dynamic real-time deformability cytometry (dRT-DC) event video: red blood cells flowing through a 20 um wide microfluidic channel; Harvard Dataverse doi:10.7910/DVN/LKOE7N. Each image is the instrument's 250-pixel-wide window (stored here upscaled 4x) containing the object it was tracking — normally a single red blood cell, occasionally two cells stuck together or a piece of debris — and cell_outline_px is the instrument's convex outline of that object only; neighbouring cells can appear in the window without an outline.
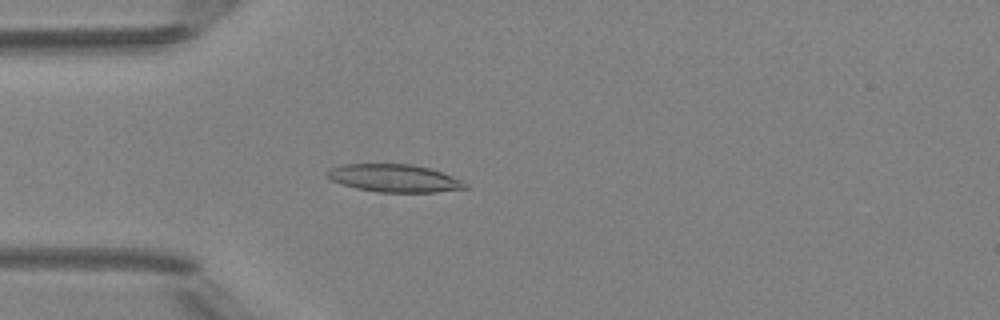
{"species": "Egyptian fruit bat (a non-hibernating species)", "species_latin": "Rousettus aegyptiacus", "temperature_condition": "room temperature", "stored_images_in_passage": 32, "camera_frame_rate_fps": 3000, "um_per_image_px": 0.085, "animal": {"sex": "female"}, "frame": {"image": 1, "passage_image": 13, "time_ms": 4.0, "image_size_px": [1000, 320], "cell_outline_px": [[468, 188], [436, 192], [376, 192], [356, 188], [340, 184], [324, 176], [324, 172], [332, 168], [344, 164], [412, 164], [428, 168], [440, 172], [460, 180], [468, 184]], "centroid_in_image_um": [33.46, 15.15], "position_along_channel_um": 51.5, "area_um2": 22.25}}
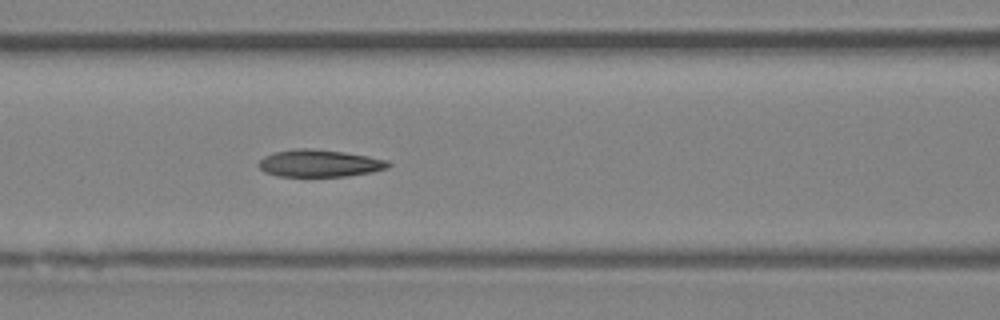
{"frame": {"image": 2, "passage_image": 20, "time_ms": 6.333, "image_size_px": [1000, 320], "cell_outline_px": [[392, 164], [388, 168], [372, 172], [348, 176], [276, 176], [264, 172], [256, 164], [264, 156], [276, 152], [296, 148], [312, 148], [344, 152], [368, 156], [388, 160]], "centroid_in_image_um": [27.16, 13.88], "position_along_channel_um": 139.4, "area_um2": 20.69}}
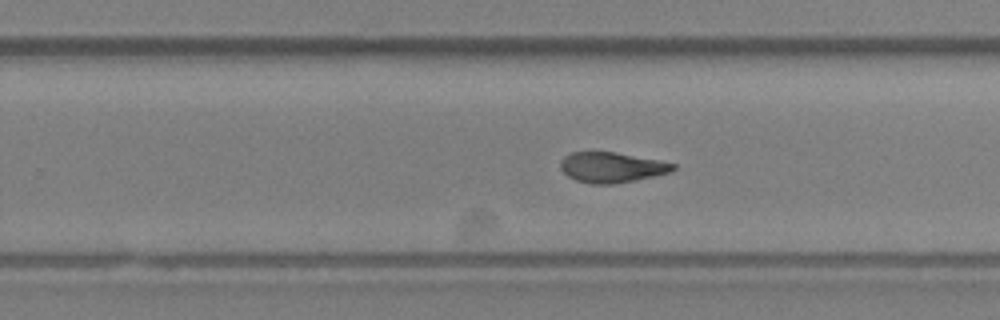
{"frame": {"image": 3, "passage_image": 30, "time_ms": 9.667, "image_size_px": [1000, 320], "cell_outline_px": [[676, 168], [672, 172], [636, 180], [612, 184], [588, 184], [576, 180], [568, 176], [560, 168], [560, 160], [564, 156], [572, 152], [616, 152], [660, 160], [676, 164]], "centroid_in_image_um": [52.0, 14.22], "position_along_channel_um": 277.8, "area_um2": 20.06}}